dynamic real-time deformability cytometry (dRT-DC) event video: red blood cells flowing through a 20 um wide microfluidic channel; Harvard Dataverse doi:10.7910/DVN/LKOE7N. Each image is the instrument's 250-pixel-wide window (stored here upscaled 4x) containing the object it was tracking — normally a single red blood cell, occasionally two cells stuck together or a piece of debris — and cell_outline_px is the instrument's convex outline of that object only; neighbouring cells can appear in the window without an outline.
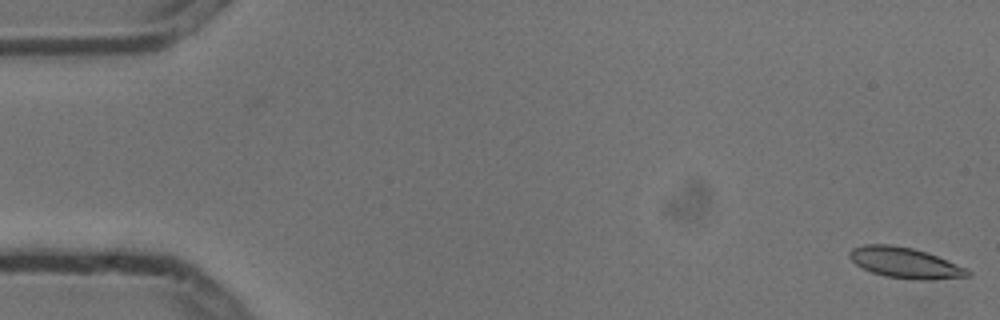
{"species": "common noctule bat (a hibernating species)", "species_latin": "Nyctalus noctula", "temperature_condition": "cold", "stored_images_in_passage": 6, "camera_frame_rate_fps": 3000, "um_per_image_px": 0.085, "animal": {"sex": "male", "body_mass_g": 13.3}, "frame": {"image": 1, "passage_image": 1, "time_ms": 0.0, "image_size_px": [1000, 320], "cell_outline_px": [[972, 276], [928, 280], [912, 280], [884, 276], [872, 272], [856, 264], [848, 256], [848, 252], [852, 248], [864, 244], [892, 244], [912, 248], [928, 252], [968, 268], [972, 272]], "centroid_in_image_um": [76.97, 22.34], "position_along_channel_um": 8.0, "area_um2": 21.44}}
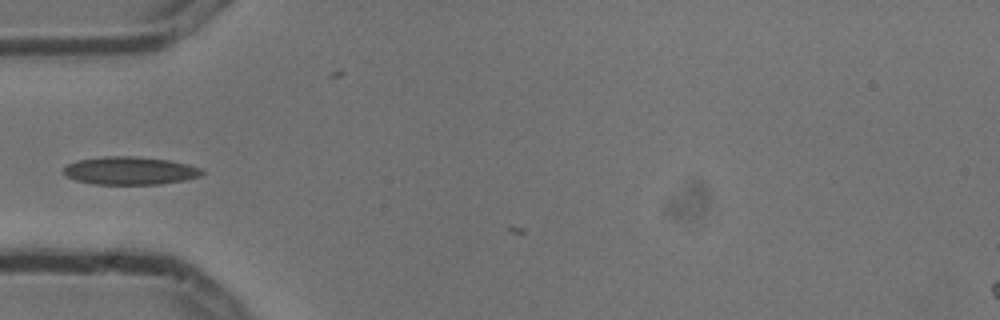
{"frame": {"image": 2, "passage_image": 5, "time_ms": 1.333, "image_size_px": [1000, 320], "cell_outline_px": [[204, 172], [200, 176], [184, 180], [160, 184], [92, 184], [76, 180], [64, 176], [64, 168], [68, 164], [80, 160], [104, 156], [136, 156], [168, 160], [188, 164], [200, 168]], "centroid_in_image_um": [11.04, 14.51], "position_along_channel_um": 74.0, "area_um2": 22.48}}